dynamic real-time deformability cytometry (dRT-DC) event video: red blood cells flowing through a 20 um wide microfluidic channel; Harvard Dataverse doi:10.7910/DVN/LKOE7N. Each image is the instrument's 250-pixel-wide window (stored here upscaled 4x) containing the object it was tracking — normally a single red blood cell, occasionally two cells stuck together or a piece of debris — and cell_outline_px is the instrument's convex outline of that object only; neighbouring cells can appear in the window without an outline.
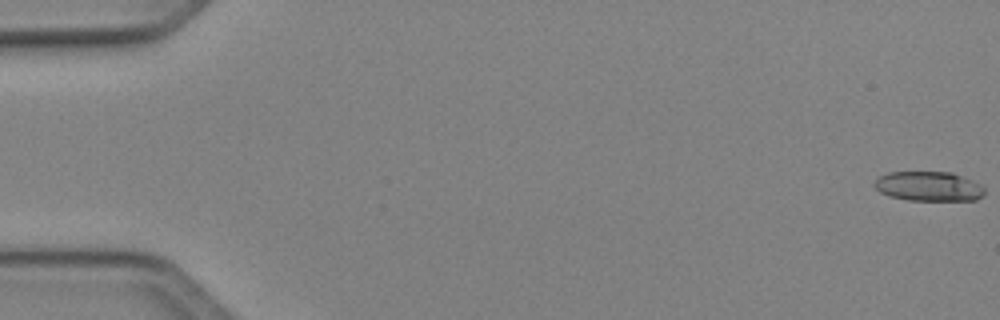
{"species": "Egyptian fruit bat (a non-hibernating species)", "species_latin": "Rousettus aegyptiacus", "temperature_condition": "cold", "stored_images_in_passage": 51, "camera_frame_rate_fps": 3000, "um_per_image_px": 0.085, "animal": {"sex": "female"}, "frame": {"image": 1, "passage_image": 1, "time_ms": 0.0, "image_size_px": [1000, 320], "cell_outline_px": [[984, 192], [976, 200], [908, 200], [888, 196], [880, 192], [872, 184], [880, 176], [888, 172], [952, 172], [980, 184], [984, 188]], "centroid_in_image_um": [78.9, 15.83], "position_along_channel_um": 6.1, "area_um2": 18.9}}
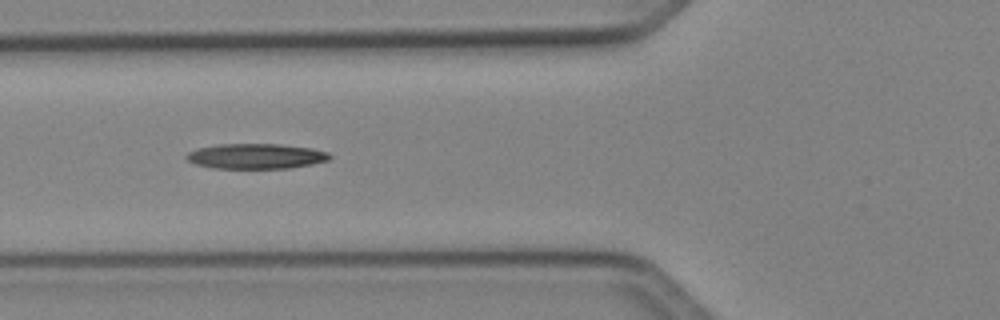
{"frame": {"image": 2, "passage_image": 20, "time_ms": 6.333, "image_size_px": [1000, 320], "cell_outline_px": [[332, 156], [328, 160], [312, 164], [288, 168], [212, 168], [196, 164], [188, 160], [184, 156], [188, 152], [200, 148], [220, 144], [280, 144], [312, 148], [328, 152]], "centroid_in_image_um": [21.77, 13.27], "position_along_channel_um": 104.0, "area_um2": 20.92}}
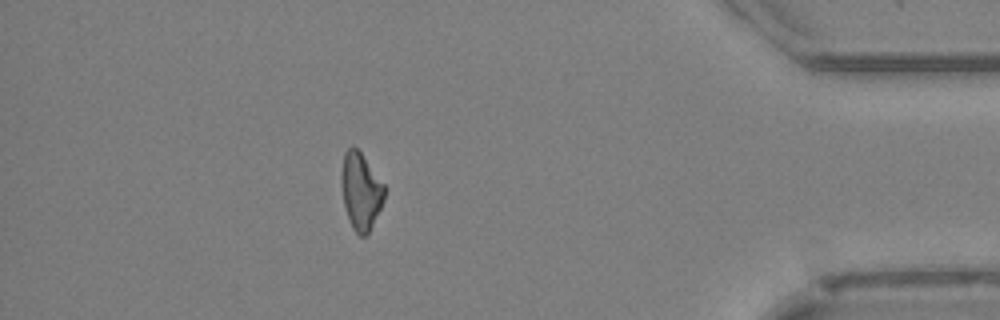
{"frame": {"image": 3, "passage_image": 45, "time_ms": 14.667, "image_size_px": [1000, 320], "cell_outline_px": [[384, 200], [368, 236], [360, 236], [352, 228], [344, 204], [340, 184], [340, 172], [344, 152], [352, 144], [360, 152], [384, 184]], "centroid_in_image_um": [30.64, 16.25], "position_along_channel_um": 404.6, "area_um2": 19.42}, "authors_computed_cell_mechanics": {"area_um2": 20.1722, "velocity_mm_per_s": 4.1166, "shape_relaxation_time_tau1_ms": 11.2788, "shape_relaxation_time_tau2_ms": null, "deformation_change_tau1": 0.2581, "deformation_change_tau2": null}}